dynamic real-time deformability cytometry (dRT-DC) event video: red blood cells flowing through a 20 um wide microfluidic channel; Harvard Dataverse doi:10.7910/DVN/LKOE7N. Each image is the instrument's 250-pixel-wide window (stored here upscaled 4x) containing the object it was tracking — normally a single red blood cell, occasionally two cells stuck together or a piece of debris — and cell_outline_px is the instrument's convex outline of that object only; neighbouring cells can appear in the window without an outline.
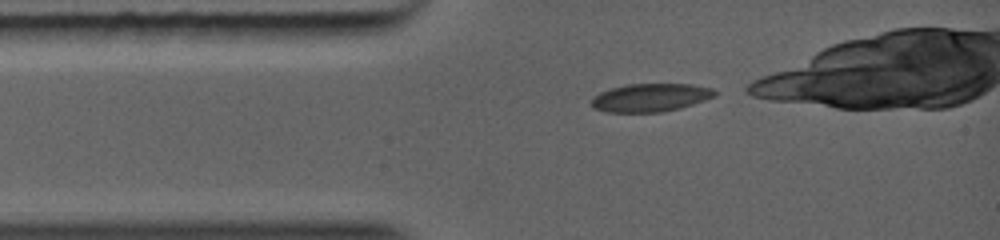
{"species": "common noctule bat (a hibernating species)", "species_latin": "Nyctalus noctula", "temperature_condition": "warm", "stored_images_in_passage": 8, "camera_frame_rate_fps": 5000, "um_per_image_px": 0.085, "animal": {"sex": "female", "body_mass_g": 19.0, "forearm_length_mm": 56.7}, "frame": {"image": 1, "passage_image": 1, "time_ms": 0.0, "image_size_px": [1000, 240], "cell_outline_px": [[716, 96], [680, 108], [664, 112], [608, 112], [596, 108], [592, 104], [592, 100], [600, 92], [612, 88], [628, 84], [692, 84], [712, 88], [716, 92]], "centroid_in_image_um": [55.34, 8.29], "position_along_channel_um": 29.7, "area_um2": 20.0}}
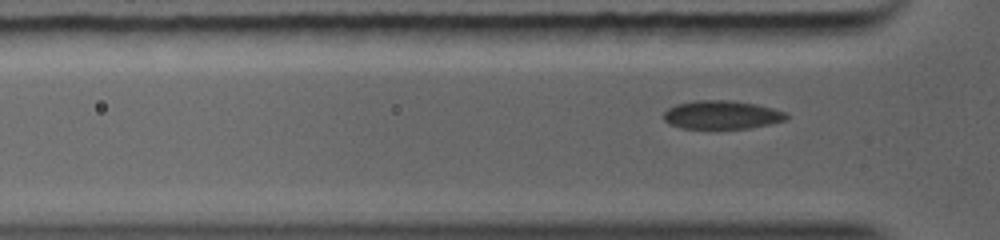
{"frame": {"image": 2, "passage_image": 5, "time_ms": 1.0, "image_size_px": [1000, 240], "cell_outline_px": [[788, 116], [784, 120], [768, 124], [748, 128], [680, 128], [664, 120], [664, 112], [668, 108], [676, 104], [696, 100], [732, 100], [756, 104], [788, 112]], "centroid_in_image_um": [61.35, 9.75], "position_along_channel_um": 64.4, "area_um2": 20.23}}
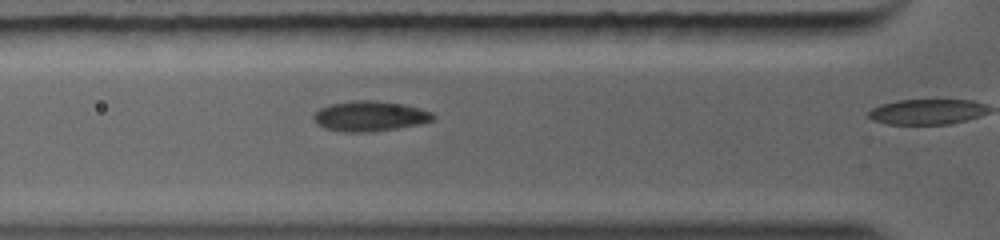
{"frame": {"image": 3, "passage_image": 7, "time_ms": 1.6, "image_size_px": [1000, 240], "cell_outline_px": [[436, 116], [432, 120], [416, 124], [396, 128], [368, 132], [344, 132], [324, 128], [316, 124], [312, 120], [312, 116], [320, 108], [332, 104], [352, 100], [376, 100], [404, 104], [432, 112]], "centroid_in_image_um": [31.39, 9.86], "position_along_channel_um": 94.4, "area_um2": 20.98}}